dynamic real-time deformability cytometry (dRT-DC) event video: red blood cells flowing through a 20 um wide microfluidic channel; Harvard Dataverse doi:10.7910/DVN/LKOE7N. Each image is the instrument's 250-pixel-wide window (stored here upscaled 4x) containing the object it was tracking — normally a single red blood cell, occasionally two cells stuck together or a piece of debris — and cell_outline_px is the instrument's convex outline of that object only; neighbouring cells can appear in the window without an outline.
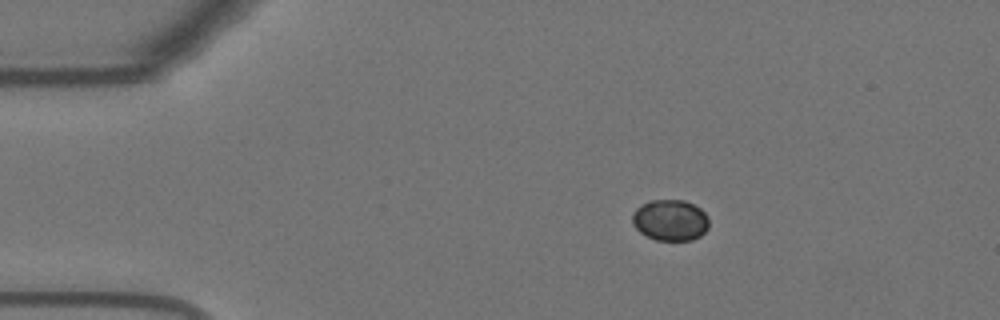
{"species": "Egyptian fruit bat (a non-hibernating species)", "species_latin": "Rousettus aegyptiacus", "temperature_condition": "warm", "stored_images_in_passage": 47, "camera_frame_rate_fps": 3000, "um_per_image_px": 0.085, "animal": {"sex": "female"}, "frame": {"image": 1, "passage_image": 1, "time_ms": 0.0, "image_size_px": [1000, 320], "cell_outline_px": [[708, 228], [700, 236], [692, 240], [656, 240], [640, 232], [632, 224], [632, 212], [640, 204], [652, 200], [684, 200], [700, 208], [708, 216]], "centroid_in_image_um": [56.96, 18.7], "position_along_channel_um": 28.0, "area_um2": 18.44}}
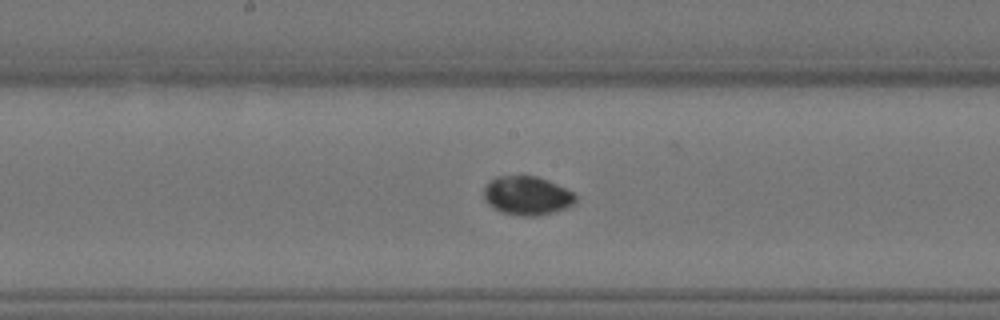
{"frame": {"image": 2, "passage_image": 20, "time_ms": 6.333, "image_size_px": [1000, 320], "cell_outline_px": [[576, 200], [572, 204], [564, 208], [552, 212], [536, 216], [520, 216], [504, 212], [488, 204], [484, 200], [484, 188], [496, 176], [536, 176], [548, 180], [572, 192], [576, 196]], "centroid_in_image_um": [44.79, 16.62], "position_along_channel_um": 203.4, "area_um2": 20.35}}
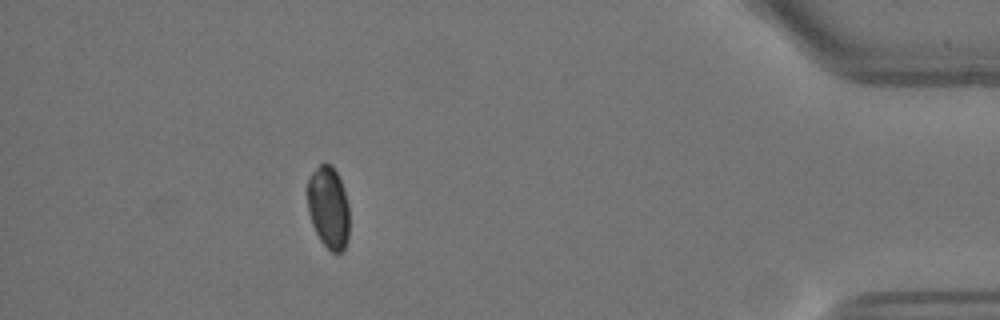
{"frame": {"image": 3, "passage_image": 41, "time_ms": 13.333, "image_size_px": [1000, 320], "cell_outline_px": [[348, 240], [344, 248], [340, 252], [332, 252], [320, 240], [312, 224], [308, 212], [308, 176], [320, 164], [332, 164], [344, 188], [348, 204]], "centroid_in_image_um": [27.92, 17.62], "position_along_channel_um": 407.3, "area_um2": 20.0}, "authors_computed_cell_mechanics": {"area_um2": 20.5768, "velocity_mm_per_s": 3.6672, "shape_relaxation_time_tau1_ms": 4.6133, "shape_relaxation_time_tau2_ms": null, "deformation_change_tau1": 0.0894, "deformation_change_tau2": null}}